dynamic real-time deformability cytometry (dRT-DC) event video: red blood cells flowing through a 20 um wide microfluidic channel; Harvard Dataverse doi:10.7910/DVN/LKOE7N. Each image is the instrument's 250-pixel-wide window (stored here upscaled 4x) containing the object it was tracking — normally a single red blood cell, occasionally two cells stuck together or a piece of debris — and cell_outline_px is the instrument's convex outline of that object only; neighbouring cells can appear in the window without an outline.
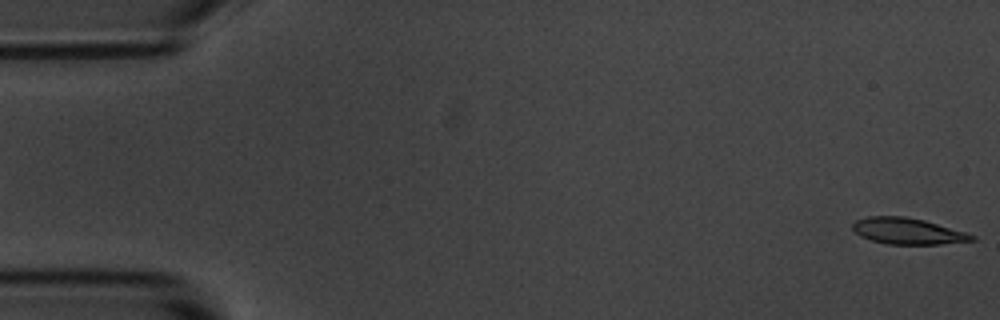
{"species": "common noctule bat (a hibernating species)", "species_latin": "Nyctalus noctula", "temperature_condition": "room temperature", "stored_images_in_passage": 5, "camera_frame_rate_fps": 3000, "um_per_image_px": 0.085, "animal": {"sex": "male", "body_mass_g": 20.1, "forearm_length_mm": 53.5}, "frame": {"image": 1, "passage_image": 1, "time_ms": 0.0, "image_size_px": [1000, 320], "cell_outline_px": [[976, 240], [940, 244], [884, 244], [860, 236], [852, 228], [852, 224], [856, 220], [868, 216], [904, 216], [924, 220], [964, 232], [976, 236]], "centroid_in_image_um": [77.12, 19.64], "position_along_channel_um": 7.9, "area_um2": 18.09}}
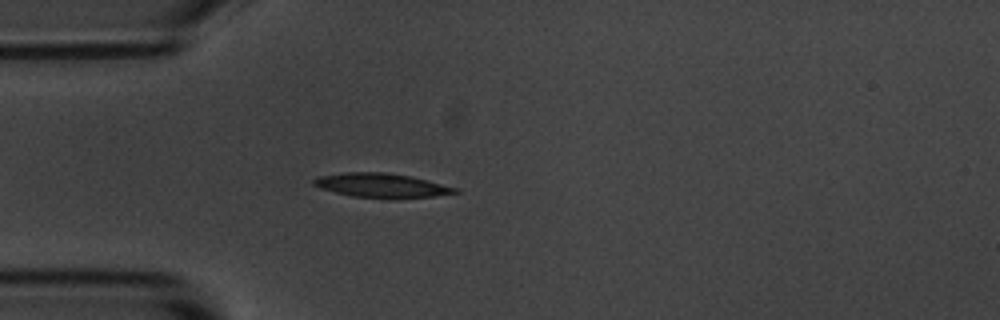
{"frame": {"image": 2, "passage_image": 5, "time_ms": 4.667, "image_size_px": [1000, 320], "cell_outline_px": [[460, 192], [432, 196], [388, 200], [352, 196], [320, 188], [312, 184], [312, 180], [320, 176], [344, 172], [384, 172], [412, 176], [460, 188]], "centroid_in_image_um": [32.47, 15.77], "position_along_channel_um": 52.5, "area_um2": 20.35}}